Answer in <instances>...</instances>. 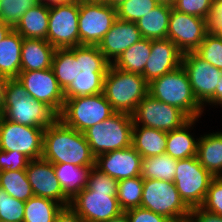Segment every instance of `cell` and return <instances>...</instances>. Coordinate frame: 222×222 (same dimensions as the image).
Instances as JSON below:
<instances>
[{"label":"cell","instance_id":"cell-1","mask_svg":"<svg viewBox=\"0 0 222 222\" xmlns=\"http://www.w3.org/2000/svg\"><path fill=\"white\" fill-rule=\"evenodd\" d=\"M110 65L98 46L78 45L56 49L51 68L65 98H75L102 93Z\"/></svg>","mask_w":222,"mask_h":222},{"label":"cell","instance_id":"cell-2","mask_svg":"<svg viewBox=\"0 0 222 222\" xmlns=\"http://www.w3.org/2000/svg\"><path fill=\"white\" fill-rule=\"evenodd\" d=\"M117 189L118 180L94 166L89 172L87 186L69 206L84 222H106L124 212L117 200Z\"/></svg>","mask_w":222,"mask_h":222},{"label":"cell","instance_id":"cell-3","mask_svg":"<svg viewBox=\"0 0 222 222\" xmlns=\"http://www.w3.org/2000/svg\"><path fill=\"white\" fill-rule=\"evenodd\" d=\"M0 115L8 121L44 129L58 118L44 102L33 99L17 78L4 79L0 86Z\"/></svg>","mask_w":222,"mask_h":222},{"label":"cell","instance_id":"cell-4","mask_svg":"<svg viewBox=\"0 0 222 222\" xmlns=\"http://www.w3.org/2000/svg\"><path fill=\"white\" fill-rule=\"evenodd\" d=\"M42 158L53 164L95 166V156L84 133L66 126L59 118L45 128Z\"/></svg>","mask_w":222,"mask_h":222},{"label":"cell","instance_id":"cell-5","mask_svg":"<svg viewBox=\"0 0 222 222\" xmlns=\"http://www.w3.org/2000/svg\"><path fill=\"white\" fill-rule=\"evenodd\" d=\"M148 88V94L152 97L179 108L190 119H199L204 113V107L196 99L187 72L182 65L152 80Z\"/></svg>","mask_w":222,"mask_h":222},{"label":"cell","instance_id":"cell-6","mask_svg":"<svg viewBox=\"0 0 222 222\" xmlns=\"http://www.w3.org/2000/svg\"><path fill=\"white\" fill-rule=\"evenodd\" d=\"M149 83L136 73H130L112 64L104 77L103 93L115 112L133 114L139 102L148 94Z\"/></svg>","mask_w":222,"mask_h":222},{"label":"cell","instance_id":"cell-7","mask_svg":"<svg viewBox=\"0 0 222 222\" xmlns=\"http://www.w3.org/2000/svg\"><path fill=\"white\" fill-rule=\"evenodd\" d=\"M133 117L131 114L115 112L104 121L84 131L92 154H101L124 149L132 145Z\"/></svg>","mask_w":222,"mask_h":222},{"label":"cell","instance_id":"cell-8","mask_svg":"<svg viewBox=\"0 0 222 222\" xmlns=\"http://www.w3.org/2000/svg\"><path fill=\"white\" fill-rule=\"evenodd\" d=\"M140 207L163 215L172 222H187L191 211L173 182L158 179H144Z\"/></svg>","mask_w":222,"mask_h":222},{"label":"cell","instance_id":"cell-9","mask_svg":"<svg viewBox=\"0 0 222 222\" xmlns=\"http://www.w3.org/2000/svg\"><path fill=\"white\" fill-rule=\"evenodd\" d=\"M115 113L104 93L65 98L62 112L58 118L68 127L79 132L98 124Z\"/></svg>","mask_w":222,"mask_h":222},{"label":"cell","instance_id":"cell-10","mask_svg":"<svg viewBox=\"0 0 222 222\" xmlns=\"http://www.w3.org/2000/svg\"><path fill=\"white\" fill-rule=\"evenodd\" d=\"M213 178L197 156H192L177 160L173 183L184 203L192 209L202 206Z\"/></svg>","mask_w":222,"mask_h":222},{"label":"cell","instance_id":"cell-11","mask_svg":"<svg viewBox=\"0 0 222 222\" xmlns=\"http://www.w3.org/2000/svg\"><path fill=\"white\" fill-rule=\"evenodd\" d=\"M44 128L8 121L0 115V150L17 151L30 160L42 158Z\"/></svg>","mask_w":222,"mask_h":222},{"label":"cell","instance_id":"cell-12","mask_svg":"<svg viewBox=\"0 0 222 222\" xmlns=\"http://www.w3.org/2000/svg\"><path fill=\"white\" fill-rule=\"evenodd\" d=\"M80 0L50 6L47 41L56 49L79 45Z\"/></svg>","mask_w":222,"mask_h":222},{"label":"cell","instance_id":"cell-13","mask_svg":"<svg viewBox=\"0 0 222 222\" xmlns=\"http://www.w3.org/2000/svg\"><path fill=\"white\" fill-rule=\"evenodd\" d=\"M134 125L170 132L181 128L190 118L179 108L147 94L132 114Z\"/></svg>","mask_w":222,"mask_h":222},{"label":"cell","instance_id":"cell-14","mask_svg":"<svg viewBox=\"0 0 222 222\" xmlns=\"http://www.w3.org/2000/svg\"><path fill=\"white\" fill-rule=\"evenodd\" d=\"M117 19V10L104 3L80 0L79 45L97 46Z\"/></svg>","mask_w":222,"mask_h":222},{"label":"cell","instance_id":"cell-15","mask_svg":"<svg viewBox=\"0 0 222 222\" xmlns=\"http://www.w3.org/2000/svg\"><path fill=\"white\" fill-rule=\"evenodd\" d=\"M182 67L187 72L193 93L198 102L205 107L215 105V90L221 79L222 71L202 59L196 52L182 56Z\"/></svg>","mask_w":222,"mask_h":222},{"label":"cell","instance_id":"cell-16","mask_svg":"<svg viewBox=\"0 0 222 222\" xmlns=\"http://www.w3.org/2000/svg\"><path fill=\"white\" fill-rule=\"evenodd\" d=\"M17 80L35 100L44 102L57 115L62 112L65 96L52 68L20 71Z\"/></svg>","mask_w":222,"mask_h":222},{"label":"cell","instance_id":"cell-17","mask_svg":"<svg viewBox=\"0 0 222 222\" xmlns=\"http://www.w3.org/2000/svg\"><path fill=\"white\" fill-rule=\"evenodd\" d=\"M207 34L206 19L172 8L167 38L183 53L195 52Z\"/></svg>","mask_w":222,"mask_h":222},{"label":"cell","instance_id":"cell-18","mask_svg":"<svg viewBox=\"0 0 222 222\" xmlns=\"http://www.w3.org/2000/svg\"><path fill=\"white\" fill-rule=\"evenodd\" d=\"M34 196L48 198L60 203L63 207L70 205V200L58 181L53 163L43 158L30 160L25 169Z\"/></svg>","mask_w":222,"mask_h":222},{"label":"cell","instance_id":"cell-19","mask_svg":"<svg viewBox=\"0 0 222 222\" xmlns=\"http://www.w3.org/2000/svg\"><path fill=\"white\" fill-rule=\"evenodd\" d=\"M141 155L129 146L95 157V167L115 180L141 176Z\"/></svg>","mask_w":222,"mask_h":222},{"label":"cell","instance_id":"cell-20","mask_svg":"<svg viewBox=\"0 0 222 222\" xmlns=\"http://www.w3.org/2000/svg\"><path fill=\"white\" fill-rule=\"evenodd\" d=\"M182 56L183 53L168 38L152 40L150 57L142 76L150 83L181 66Z\"/></svg>","mask_w":222,"mask_h":222},{"label":"cell","instance_id":"cell-21","mask_svg":"<svg viewBox=\"0 0 222 222\" xmlns=\"http://www.w3.org/2000/svg\"><path fill=\"white\" fill-rule=\"evenodd\" d=\"M141 39L143 37L136 22L117 18L97 46L112 64L125 50Z\"/></svg>","mask_w":222,"mask_h":222},{"label":"cell","instance_id":"cell-22","mask_svg":"<svg viewBox=\"0 0 222 222\" xmlns=\"http://www.w3.org/2000/svg\"><path fill=\"white\" fill-rule=\"evenodd\" d=\"M56 48L47 40L23 38L21 71L45 70L52 67Z\"/></svg>","mask_w":222,"mask_h":222},{"label":"cell","instance_id":"cell-23","mask_svg":"<svg viewBox=\"0 0 222 222\" xmlns=\"http://www.w3.org/2000/svg\"><path fill=\"white\" fill-rule=\"evenodd\" d=\"M50 6L39 2L29 8L13 28L23 38L47 40Z\"/></svg>","mask_w":222,"mask_h":222},{"label":"cell","instance_id":"cell-24","mask_svg":"<svg viewBox=\"0 0 222 222\" xmlns=\"http://www.w3.org/2000/svg\"><path fill=\"white\" fill-rule=\"evenodd\" d=\"M23 37L12 29L0 42V75L4 79H13L21 71V47Z\"/></svg>","mask_w":222,"mask_h":222},{"label":"cell","instance_id":"cell-25","mask_svg":"<svg viewBox=\"0 0 222 222\" xmlns=\"http://www.w3.org/2000/svg\"><path fill=\"white\" fill-rule=\"evenodd\" d=\"M197 158L212 176L222 177V132L198 138Z\"/></svg>","mask_w":222,"mask_h":222},{"label":"cell","instance_id":"cell-26","mask_svg":"<svg viewBox=\"0 0 222 222\" xmlns=\"http://www.w3.org/2000/svg\"><path fill=\"white\" fill-rule=\"evenodd\" d=\"M167 132L133 125L132 146L142 158L166 153Z\"/></svg>","mask_w":222,"mask_h":222},{"label":"cell","instance_id":"cell-27","mask_svg":"<svg viewBox=\"0 0 222 222\" xmlns=\"http://www.w3.org/2000/svg\"><path fill=\"white\" fill-rule=\"evenodd\" d=\"M172 5L159 3L137 22V27L143 38L150 40L166 39Z\"/></svg>","mask_w":222,"mask_h":222},{"label":"cell","instance_id":"cell-28","mask_svg":"<svg viewBox=\"0 0 222 222\" xmlns=\"http://www.w3.org/2000/svg\"><path fill=\"white\" fill-rule=\"evenodd\" d=\"M197 121L190 119L181 128L167 132L166 154L177 160L197 156L198 138L195 140L189 131Z\"/></svg>","mask_w":222,"mask_h":222},{"label":"cell","instance_id":"cell-29","mask_svg":"<svg viewBox=\"0 0 222 222\" xmlns=\"http://www.w3.org/2000/svg\"><path fill=\"white\" fill-rule=\"evenodd\" d=\"M53 166L64 195L70 201L87 186L92 167L75 166L69 163L53 164Z\"/></svg>","mask_w":222,"mask_h":222},{"label":"cell","instance_id":"cell-30","mask_svg":"<svg viewBox=\"0 0 222 222\" xmlns=\"http://www.w3.org/2000/svg\"><path fill=\"white\" fill-rule=\"evenodd\" d=\"M152 40L143 38L125 50L113 63L120 70L143 75L151 53Z\"/></svg>","mask_w":222,"mask_h":222},{"label":"cell","instance_id":"cell-31","mask_svg":"<svg viewBox=\"0 0 222 222\" xmlns=\"http://www.w3.org/2000/svg\"><path fill=\"white\" fill-rule=\"evenodd\" d=\"M177 159L168 154L155 155L142 158L141 177L143 179H158L162 181H174Z\"/></svg>","mask_w":222,"mask_h":222},{"label":"cell","instance_id":"cell-32","mask_svg":"<svg viewBox=\"0 0 222 222\" xmlns=\"http://www.w3.org/2000/svg\"><path fill=\"white\" fill-rule=\"evenodd\" d=\"M62 207L54 200L33 196L25 202L23 222H54Z\"/></svg>","mask_w":222,"mask_h":222},{"label":"cell","instance_id":"cell-33","mask_svg":"<svg viewBox=\"0 0 222 222\" xmlns=\"http://www.w3.org/2000/svg\"><path fill=\"white\" fill-rule=\"evenodd\" d=\"M0 188L15 199L26 202L34 196L25 170L0 171Z\"/></svg>","mask_w":222,"mask_h":222},{"label":"cell","instance_id":"cell-34","mask_svg":"<svg viewBox=\"0 0 222 222\" xmlns=\"http://www.w3.org/2000/svg\"><path fill=\"white\" fill-rule=\"evenodd\" d=\"M143 181L144 179L141 176L118 181L117 200L124 212L132 208L140 207Z\"/></svg>","mask_w":222,"mask_h":222},{"label":"cell","instance_id":"cell-35","mask_svg":"<svg viewBox=\"0 0 222 222\" xmlns=\"http://www.w3.org/2000/svg\"><path fill=\"white\" fill-rule=\"evenodd\" d=\"M38 3L39 0H0V21L14 28L22 15Z\"/></svg>","mask_w":222,"mask_h":222},{"label":"cell","instance_id":"cell-36","mask_svg":"<svg viewBox=\"0 0 222 222\" xmlns=\"http://www.w3.org/2000/svg\"><path fill=\"white\" fill-rule=\"evenodd\" d=\"M158 4L156 0H127L116 9L117 18L124 21L137 22Z\"/></svg>","mask_w":222,"mask_h":222},{"label":"cell","instance_id":"cell-37","mask_svg":"<svg viewBox=\"0 0 222 222\" xmlns=\"http://www.w3.org/2000/svg\"><path fill=\"white\" fill-rule=\"evenodd\" d=\"M202 59L222 71V39L216 34H206L195 51Z\"/></svg>","mask_w":222,"mask_h":222},{"label":"cell","instance_id":"cell-38","mask_svg":"<svg viewBox=\"0 0 222 222\" xmlns=\"http://www.w3.org/2000/svg\"><path fill=\"white\" fill-rule=\"evenodd\" d=\"M25 202L13 198L0 188V220L23 222Z\"/></svg>","mask_w":222,"mask_h":222},{"label":"cell","instance_id":"cell-39","mask_svg":"<svg viewBox=\"0 0 222 222\" xmlns=\"http://www.w3.org/2000/svg\"><path fill=\"white\" fill-rule=\"evenodd\" d=\"M214 0H175L172 7L178 12L207 19Z\"/></svg>","mask_w":222,"mask_h":222},{"label":"cell","instance_id":"cell-40","mask_svg":"<svg viewBox=\"0 0 222 222\" xmlns=\"http://www.w3.org/2000/svg\"><path fill=\"white\" fill-rule=\"evenodd\" d=\"M201 207L206 211L222 216V177L212 179Z\"/></svg>","mask_w":222,"mask_h":222},{"label":"cell","instance_id":"cell-41","mask_svg":"<svg viewBox=\"0 0 222 222\" xmlns=\"http://www.w3.org/2000/svg\"><path fill=\"white\" fill-rule=\"evenodd\" d=\"M30 159L17 151L0 150V171L25 170Z\"/></svg>","mask_w":222,"mask_h":222},{"label":"cell","instance_id":"cell-42","mask_svg":"<svg viewBox=\"0 0 222 222\" xmlns=\"http://www.w3.org/2000/svg\"><path fill=\"white\" fill-rule=\"evenodd\" d=\"M125 212L129 222H172L163 215L141 207L132 208Z\"/></svg>","mask_w":222,"mask_h":222},{"label":"cell","instance_id":"cell-43","mask_svg":"<svg viewBox=\"0 0 222 222\" xmlns=\"http://www.w3.org/2000/svg\"><path fill=\"white\" fill-rule=\"evenodd\" d=\"M207 33H222V0H214L211 13L206 19Z\"/></svg>","mask_w":222,"mask_h":222},{"label":"cell","instance_id":"cell-44","mask_svg":"<svg viewBox=\"0 0 222 222\" xmlns=\"http://www.w3.org/2000/svg\"><path fill=\"white\" fill-rule=\"evenodd\" d=\"M187 222H222V216L206 211L202 207L192 208Z\"/></svg>","mask_w":222,"mask_h":222},{"label":"cell","instance_id":"cell-45","mask_svg":"<svg viewBox=\"0 0 222 222\" xmlns=\"http://www.w3.org/2000/svg\"><path fill=\"white\" fill-rule=\"evenodd\" d=\"M54 222H84V220L70 206H64L57 213Z\"/></svg>","mask_w":222,"mask_h":222},{"label":"cell","instance_id":"cell-46","mask_svg":"<svg viewBox=\"0 0 222 222\" xmlns=\"http://www.w3.org/2000/svg\"><path fill=\"white\" fill-rule=\"evenodd\" d=\"M216 105H221L222 107V76L215 90V106Z\"/></svg>","mask_w":222,"mask_h":222},{"label":"cell","instance_id":"cell-47","mask_svg":"<svg viewBox=\"0 0 222 222\" xmlns=\"http://www.w3.org/2000/svg\"><path fill=\"white\" fill-rule=\"evenodd\" d=\"M12 29L13 28L10 25L5 24V23L0 21V42H1L2 39H4L9 34V32Z\"/></svg>","mask_w":222,"mask_h":222},{"label":"cell","instance_id":"cell-48","mask_svg":"<svg viewBox=\"0 0 222 222\" xmlns=\"http://www.w3.org/2000/svg\"><path fill=\"white\" fill-rule=\"evenodd\" d=\"M75 1H78V0H39V2L45 3L46 5H49V6L75 2Z\"/></svg>","mask_w":222,"mask_h":222},{"label":"cell","instance_id":"cell-49","mask_svg":"<svg viewBox=\"0 0 222 222\" xmlns=\"http://www.w3.org/2000/svg\"><path fill=\"white\" fill-rule=\"evenodd\" d=\"M106 222H129L126 212H122L120 215L111 218L110 220Z\"/></svg>","mask_w":222,"mask_h":222},{"label":"cell","instance_id":"cell-50","mask_svg":"<svg viewBox=\"0 0 222 222\" xmlns=\"http://www.w3.org/2000/svg\"><path fill=\"white\" fill-rule=\"evenodd\" d=\"M127 0H109L108 5L112 6L113 8L117 9L120 5H122Z\"/></svg>","mask_w":222,"mask_h":222},{"label":"cell","instance_id":"cell-51","mask_svg":"<svg viewBox=\"0 0 222 222\" xmlns=\"http://www.w3.org/2000/svg\"><path fill=\"white\" fill-rule=\"evenodd\" d=\"M85 2H89V3H104V4H108L109 0H82Z\"/></svg>","mask_w":222,"mask_h":222},{"label":"cell","instance_id":"cell-52","mask_svg":"<svg viewBox=\"0 0 222 222\" xmlns=\"http://www.w3.org/2000/svg\"><path fill=\"white\" fill-rule=\"evenodd\" d=\"M158 3H164L168 5H173L175 0H156Z\"/></svg>","mask_w":222,"mask_h":222},{"label":"cell","instance_id":"cell-53","mask_svg":"<svg viewBox=\"0 0 222 222\" xmlns=\"http://www.w3.org/2000/svg\"><path fill=\"white\" fill-rule=\"evenodd\" d=\"M3 80H4V78L0 75V86H1L2 83H3Z\"/></svg>","mask_w":222,"mask_h":222}]
</instances>
